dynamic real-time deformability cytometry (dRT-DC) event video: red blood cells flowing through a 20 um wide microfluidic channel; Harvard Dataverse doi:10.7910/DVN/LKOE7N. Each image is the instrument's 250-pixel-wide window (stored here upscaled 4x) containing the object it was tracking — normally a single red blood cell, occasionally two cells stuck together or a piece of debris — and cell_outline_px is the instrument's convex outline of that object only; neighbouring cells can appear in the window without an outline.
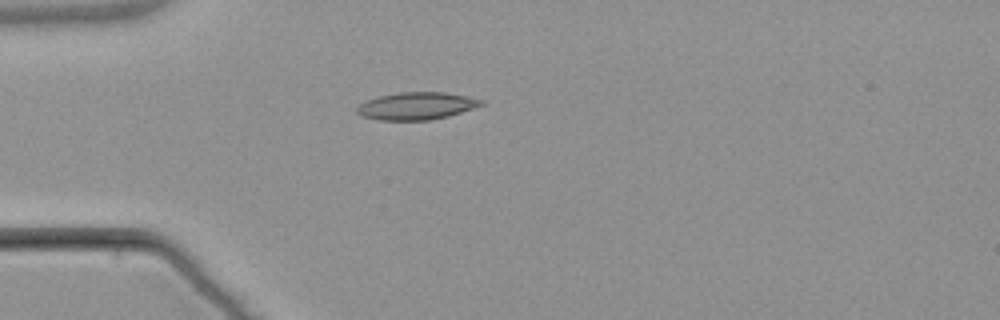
{"species": "common noctule bat (a hibernating species)", "species_latin": "Nyctalus noctula", "temperature_condition": "warm", "stored_images_in_passage": 5, "camera_frame_rate_fps": 3000, "um_per_image_px": 0.085, "animal": {"sex": "male", "body_mass_g": 21.5, "forearm_length_mm": 52.0}, "frame": {"image": 1, "passage_image": 5, "time_ms": 4.667, "image_size_px": [1000, 320], "cell_outline_px": [[484, 104], [448, 116], [428, 120], [380, 120], [360, 116], [356, 112], [356, 108], [364, 100], [380, 96], [400, 92], [444, 92], [468, 96], [484, 100]], "centroid_in_image_um": [35.37, 9.0], "position_along_channel_um": 49.6, "area_um2": 19.83}}